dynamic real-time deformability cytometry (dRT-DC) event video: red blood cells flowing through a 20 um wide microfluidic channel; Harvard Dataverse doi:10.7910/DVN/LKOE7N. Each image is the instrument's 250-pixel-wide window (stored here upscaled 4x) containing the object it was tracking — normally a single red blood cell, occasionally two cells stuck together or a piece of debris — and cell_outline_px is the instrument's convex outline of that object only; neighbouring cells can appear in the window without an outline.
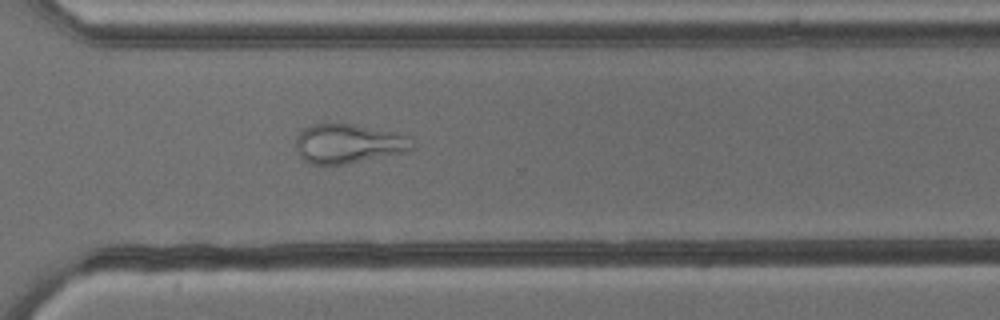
{"species": "common noctule bat (a hibernating species)", "species_latin": "Nyctalus noctula", "temperature_condition": "cold", "stored_images_in_passage": 53, "camera_frame_rate_fps": 3000, "um_per_image_px": 0.085, "animal": {"sex": "male", "body_mass_g": 13.3}, "frame": {"image": 1, "passage_image": 38, "time_ms": 12.333, "image_size_px": [1000, 320], "cell_outline_px": [[416, 144], [412, 148], [400, 152], [344, 164], [312, 164], [304, 160], [300, 156], [296, 148], [296, 136], [304, 128], [312, 124], [352, 124], [408, 136]], "centroid_in_image_um": [29.54, 12.2], "position_along_channel_um": 341.1, "area_um2": 25.95}}
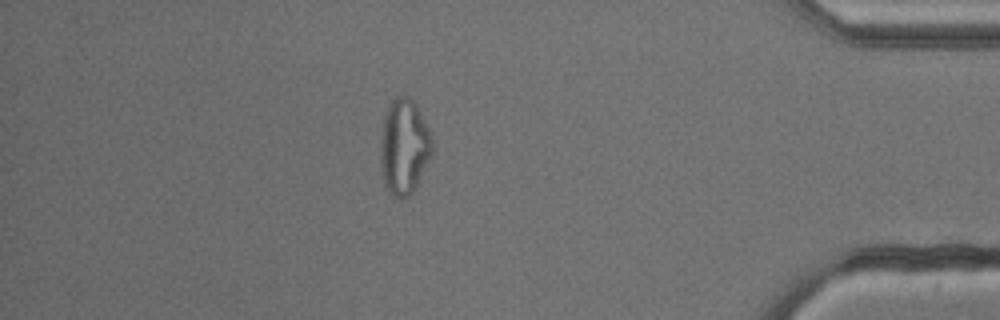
{"frame": {"image": 2, "passage_image": 46, "time_ms": 15.0, "image_size_px": [1000, 320], "cell_outline_px": [[432, 152], [412, 192], [404, 200], [392, 196], [384, 184], [380, 164], [380, 144], [384, 116], [388, 104], [396, 96], [408, 96], [416, 104], [432, 136]], "centroid_in_image_um": [34.32, 12.46], "position_along_channel_um": 400.9, "area_um2": 28.67}, "authors_computed_cell_mechanics": {"area_um2": 28.6688, "velocity_mm_per_s": 3.8261, "shape_relaxation_time_tau1_ms": null, "shape_relaxation_time_tau2_ms": 2.1107, "deformation_change_tau1": null, "deformation_change_tau2": 0.1146}}